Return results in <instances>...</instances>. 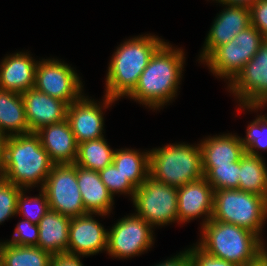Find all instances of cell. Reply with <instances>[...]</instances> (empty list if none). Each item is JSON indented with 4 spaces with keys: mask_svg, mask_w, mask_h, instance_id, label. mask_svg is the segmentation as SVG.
<instances>
[{
    "mask_svg": "<svg viewBox=\"0 0 267 266\" xmlns=\"http://www.w3.org/2000/svg\"><path fill=\"white\" fill-rule=\"evenodd\" d=\"M246 131V138H241L246 153L253 156H260L255 149H267V117H257L256 120L250 123Z\"/></svg>",
    "mask_w": 267,
    "mask_h": 266,
    "instance_id": "29",
    "label": "cell"
},
{
    "mask_svg": "<svg viewBox=\"0 0 267 266\" xmlns=\"http://www.w3.org/2000/svg\"><path fill=\"white\" fill-rule=\"evenodd\" d=\"M49 266H83L79 256L70 254L52 255Z\"/></svg>",
    "mask_w": 267,
    "mask_h": 266,
    "instance_id": "36",
    "label": "cell"
},
{
    "mask_svg": "<svg viewBox=\"0 0 267 266\" xmlns=\"http://www.w3.org/2000/svg\"><path fill=\"white\" fill-rule=\"evenodd\" d=\"M0 129L6 136L29 133L25 104L20 93L0 89ZM6 130L10 132L7 134Z\"/></svg>",
    "mask_w": 267,
    "mask_h": 266,
    "instance_id": "23",
    "label": "cell"
},
{
    "mask_svg": "<svg viewBox=\"0 0 267 266\" xmlns=\"http://www.w3.org/2000/svg\"><path fill=\"white\" fill-rule=\"evenodd\" d=\"M213 23L206 38L203 52L199 57L203 61L216 47L227 44L238 33L251 25L250 9L227 5Z\"/></svg>",
    "mask_w": 267,
    "mask_h": 266,
    "instance_id": "16",
    "label": "cell"
},
{
    "mask_svg": "<svg viewBox=\"0 0 267 266\" xmlns=\"http://www.w3.org/2000/svg\"><path fill=\"white\" fill-rule=\"evenodd\" d=\"M42 190L46 193L49 209L70 218L87 214L77 182V165L54 164Z\"/></svg>",
    "mask_w": 267,
    "mask_h": 266,
    "instance_id": "9",
    "label": "cell"
},
{
    "mask_svg": "<svg viewBox=\"0 0 267 266\" xmlns=\"http://www.w3.org/2000/svg\"><path fill=\"white\" fill-rule=\"evenodd\" d=\"M77 182L88 213L104 216L112 210L113 196L101 181L98 171L77 166Z\"/></svg>",
    "mask_w": 267,
    "mask_h": 266,
    "instance_id": "20",
    "label": "cell"
},
{
    "mask_svg": "<svg viewBox=\"0 0 267 266\" xmlns=\"http://www.w3.org/2000/svg\"><path fill=\"white\" fill-rule=\"evenodd\" d=\"M201 243L207 254L245 266L261 257V237L237 225L210 219L202 225Z\"/></svg>",
    "mask_w": 267,
    "mask_h": 266,
    "instance_id": "4",
    "label": "cell"
},
{
    "mask_svg": "<svg viewBox=\"0 0 267 266\" xmlns=\"http://www.w3.org/2000/svg\"><path fill=\"white\" fill-rule=\"evenodd\" d=\"M101 181L104 183L110 194L126 193L133 198L136 188L124 177L112 163L99 171Z\"/></svg>",
    "mask_w": 267,
    "mask_h": 266,
    "instance_id": "31",
    "label": "cell"
},
{
    "mask_svg": "<svg viewBox=\"0 0 267 266\" xmlns=\"http://www.w3.org/2000/svg\"><path fill=\"white\" fill-rule=\"evenodd\" d=\"M35 133L55 164L75 163L78 143L67 119L57 124L44 126Z\"/></svg>",
    "mask_w": 267,
    "mask_h": 266,
    "instance_id": "18",
    "label": "cell"
},
{
    "mask_svg": "<svg viewBox=\"0 0 267 266\" xmlns=\"http://www.w3.org/2000/svg\"><path fill=\"white\" fill-rule=\"evenodd\" d=\"M6 135L2 132V130L0 129V161L2 159V155H3V150H4V146H5V141H6Z\"/></svg>",
    "mask_w": 267,
    "mask_h": 266,
    "instance_id": "39",
    "label": "cell"
},
{
    "mask_svg": "<svg viewBox=\"0 0 267 266\" xmlns=\"http://www.w3.org/2000/svg\"><path fill=\"white\" fill-rule=\"evenodd\" d=\"M150 152L139 153L135 150H115L113 164L137 189L149 177Z\"/></svg>",
    "mask_w": 267,
    "mask_h": 266,
    "instance_id": "24",
    "label": "cell"
},
{
    "mask_svg": "<svg viewBox=\"0 0 267 266\" xmlns=\"http://www.w3.org/2000/svg\"><path fill=\"white\" fill-rule=\"evenodd\" d=\"M151 228V224L137 215L122 218L108 232L106 251L116 258L141 254L153 243Z\"/></svg>",
    "mask_w": 267,
    "mask_h": 266,
    "instance_id": "11",
    "label": "cell"
},
{
    "mask_svg": "<svg viewBox=\"0 0 267 266\" xmlns=\"http://www.w3.org/2000/svg\"><path fill=\"white\" fill-rule=\"evenodd\" d=\"M38 238V225L25 219L17 224L14 236L9 243L21 246H37Z\"/></svg>",
    "mask_w": 267,
    "mask_h": 266,
    "instance_id": "33",
    "label": "cell"
},
{
    "mask_svg": "<svg viewBox=\"0 0 267 266\" xmlns=\"http://www.w3.org/2000/svg\"><path fill=\"white\" fill-rule=\"evenodd\" d=\"M251 25L267 39V0H259L250 6Z\"/></svg>",
    "mask_w": 267,
    "mask_h": 266,
    "instance_id": "35",
    "label": "cell"
},
{
    "mask_svg": "<svg viewBox=\"0 0 267 266\" xmlns=\"http://www.w3.org/2000/svg\"><path fill=\"white\" fill-rule=\"evenodd\" d=\"M204 178L213 190L239 189L240 161L224 166H202Z\"/></svg>",
    "mask_w": 267,
    "mask_h": 266,
    "instance_id": "28",
    "label": "cell"
},
{
    "mask_svg": "<svg viewBox=\"0 0 267 266\" xmlns=\"http://www.w3.org/2000/svg\"><path fill=\"white\" fill-rule=\"evenodd\" d=\"M228 86L244 109L256 110L267 103V39Z\"/></svg>",
    "mask_w": 267,
    "mask_h": 266,
    "instance_id": "10",
    "label": "cell"
},
{
    "mask_svg": "<svg viewBox=\"0 0 267 266\" xmlns=\"http://www.w3.org/2000/svg\"><path fill=\"white\" fill-rule=\"evenodd\" d=\"M115 150H112L104 137L78 144L75 165L93 171H100L113 163Z\"/></svg>",
    "mask_w": 267,
    "mask_h": 266,
    "instance_id": "27",
    "label": "cell"
},
{
    "mask_svg": "<svg viewBox=\"0 0 267 266\" xmlns=\"http://www.w3.org/2000/svg\"><path fill=\"white\" fill-rule=\"evenodd\" d=\"M86 98L82 95L67 110V120L78 144L104 137L102 106Z\"/></svg>",
    "mask_w": 267,
    "mask_h": 266,
    "instance_id": "17",
    "label": "cell"
},
{
    "mask_svg": "<svg viewBox=\"0 0 267 266\" xmlns=\"http://www.w3.org/2000/svg\"><path fill=\"white\" fill-rule=\"evenodd\" d=\"M25 104L29 132H36L44 126L57 124L67 119L68 104L51 97L35 87L21 94Z\"/></svg>",
    "mask_w": 267,
    "mask_h": 266,
    "instance_id": "14",
    "label": "cell"
},
{
    "mask_svg": "<svg viewBox=\"0 0 267 266\" xmlns=\"http://www.w3.org/2000/svg\"><path fill=\"white\" fill-rule=\"evenodd\" d=\"M24 190L22 189L19 193L17 200V210L16 213H22L23 217L29 220L31 223L38 224L42 217L49 210L48 199L46 193L41 189V193L38 197L29 198L25 197ZM25 197V198H24ZM35 206V209H30V206ZM33 208V207H32Z\"/></svg>",
    "mask_w": 267,
    "mask_h": 266,
    "instance_id": "30",
    "label": "cell"
},
{
    "mask_svg": "<svg viewBox=\"0 0 267 266\" xmlns=\"http://www.w3.org/2000/svg\"><path fill=\"white\" fill-rule=\"evenodd\" d=\"M261 257L267 261V251L264 249L263 242H261Z\"/></svg>",
    "mask_w": 267,
    "mask_h": 266,
    "instance_id": "41",
    "label": "cell"
},
{
    "mask_svg": "<svg viewBox=\"0 0 267 266\" xmlns=\"http://www.w3.org/2000/svg\"><path fill=\"white\" fill-rule=\"evenodd\" d=\"M245 266H267V261L260 257L257 261Z\"/></svg>",
    "mask_w": 267,
    "mask_h": 266,
    "instance_id": "40",
    "label": "cell"
},
{
    "mask_svg": "<svg viewBox=\"0 0 267 266\" xmlns=\"http://www.w3.org/2000/svg\"><path fill=\"white\" fill-rule=\"evenodd\" d=\"M81 83L77 73L68 64L56 59L37 63L34 87L68 105L82 96Z\"/></svg>",
    "mask_w": 267,
    "mask_h": 266,
    "instance_id": "12",
    "label": "cell"
},
{
    "mask_svg": "<svg viewBox=\"0 0 267 266\" xmlns=\"http://www.w3.org/2000/svg\"><path fill=\"white\" fill-rule=\"evenodd\" d=\"M178 222H187L205 215L206 224L212 217L214 190L205 178L177 188Z\"/></svg>",
    "mask_w": 267,
    "mask_h": 266,
    "instance_id": "15",
    "label": "cell"
},
{
    "mask_svg": "<svg viewBox=\"0 0 267 266\" xmlns=\"http://www.w3.org/2000/svg\"><path fill=\"white\" fill-rule=\"evenodd\" d=\"M264 40L260 31L250 25L227 44L216 47L204 59V62L213 74L226 77L231 83L245 64L257 53Z\"/></svg>",
    "mask_w": 267,
    "mask_h": 266,
    "instance_id": "7",
    "label": "cell"
},
{
    "mask_svg": "<svg viewBox=\"0 0 267 266\" xmlns=\"http://www.w3.org/2000/svg\"><path fill=\"white\" fill-rule=\"evenodd\" d=\"M224 5L242 6L250 8V6L259 0H216Z\"/></svg>",
    "mask_w": 267,
    "mask_h": 266,
    "instance_id": "38",
    "label": "cell"
},
{
    "mask_svg": "<svg viewBox=\"0 0 267 266\" xmlns=\"http://www.w3.org/2000/svg\"><path fill=\"white\" fill-rule=\"evenodd\" d=\"M22 188L0 177V224L17 214V200Z\"/></svg>",
    "mask_w": 267,
    "mask_h": 266,
    "instance_id": "32",
    "label": "cell"
},
{
    "mask_svg": "<svg viewBox=\"0 0 267 266\" xmlns=\"http://www.w3.org/2000/svg\"><path fill=\"white\" fill-rule=\"evenodd\" d=\"M108 232L92 218V213L71 218L66 254L88 256L107 250Z\"/></svg>",
    "mask_w": 267,
    "mask_h": 266,
    "instance_id": "13",
    "label": "cell"
},
{
    "mask_svg": "<svg viewBox=\"0 0 267 266\" xmlns=\"http://www.w3.org/2000/svg\"><path fill=\"white\" fill-rule=\"evenodd\" d=\"M70 221V217L49 209L37 224L39 228L37 246L51 255L66 253Z\"/></svg>",
    "mask_w": 267,
    "mask_h": 266,
    "instance_id": "21",
    "label": "cell"
},
{
    "mask_svg": "<svg viewBox=\"0 0 267 266\" xmlns=\"http://www.w3.org/2000/svg\"><path fill=\"white\" fill-rule=\"evenodd\" d=\"M202 166H224L240 161L246 153L241 138L236 135L209 137L200 144Z\"/></svg>",
    "mask_w": 267,
    "mask_h": 266,
    "instance_id": "22",
    "label": "cell"
},
{
    "mask_svg": "<svg viewBox=\"0 0 267 266\" xmlns=\"http://www.w3.org/2000/svg\"><path fill=\"white\" fill-rule=\"evenodd\" d=\"M132 200L135 214L152 226L178 222L177 187L148 177L136 189Z\"/></svg>",
    "mask_w": 267,
    "mask_h": 266,
    "instance_id": "8",
    "label": "cell"
},
{
    "mask_svg": "<svg viewBox=\"0 0 267 266\" xmlns=\"http://www.w3.org/2000/svg\"><path fill=\"white\" fill-rule=\"evenodd\" d=\"M149 152V177L155 181L178 188L204 178L200 145L172 144Z\"/></svg>",
    "mask_w": 267,
    "mask_h": 266,
    "instance_id": "5",
    "label": "cell"
},
{
    "mask_svg": "<svg viewBox=\"0 0 267 266\" xmlns=\"http://www.w3.org/2000/svg\"><path fill=\"white\" fill-rule=\"evenodd\" d=\"M52 255L38 246L0 243V266H49Z\"/></svg>",
    "mask_w": 267,
    "mask_h": 266,
    "instance_id": "26",
    "label": "cell"
},
{
    "mask_svg": "<svg viewBox=\"0 0 267 266\" xmlns=\"http://www.w3.org/2000/svg\"><path fill=\"white\" fill-rule=\"evenodd\" d=\"M239 189L267 199V167L261 156L245 153L241 157Z\"/></svg>",
    "mask_w": 267,
    "mask_h": 266,
    "instance_id": "25",
    "label": "cell"
},
{
    "mask_svg": "<svg viewBox=\"0 0 267 266\" xmlns=\"http://www.w3.org/2000/svg\"><path fill=\"white\" fill-rule=\"evenodd\" d=\"M37 63L23 52L4 58L0 65V89L22 94L33 88Z\"/></svg>",
    "mask_w": 267,
    "mask_h": 266,
    "instance_id": "19",
    "label": "cell"
},
{
    "mask_svg": "<svg viewBox=\"0 0 267 266\" xmlns=\"http://www.w3.org/2000/svg\"><path fill=\"white\" fill-rule=\"evenodd\" d=\"M163 43L155 35H145L125 41L116 49L108 67L104 108L134 90L151 56Z\"/></svg>",
    "mask_w": 267,
    "mask_h": 266,
    "instance_id": "3",
    "label": "cell"
},
{
    "mask_svg": "<svg viewBox=\"0 0 267 266\" xmlns=\"http://www.w3.org/2000/svg\"><path fill=\"white\" fill-rule=\"evenodd\" d=\"M156 266H193L191 257L186 250L183 253H180L178 256H174V258H170L163 263H160Z\"/></svg>",
    "mask_w": 267,
    "mask_h": 266,
    "instance_id": "37",
    "label": "cell"
},
{
    "mask_svg": "<svg viewBox=\"0 0 267 266\" xmlns=\"http://www.w3.org/2000/svg\"><path fill=\"white\" fill-rule=\"evenodd\" d=\"M267 217V199L240 189L214 191L212 220L231 223L259 236Z\"/></svg>",
    "mask_w": 267,
    "mask_h": 266,
    "instance_id": "6",
    "label": "cell"
},
{
    "mask_svg": "<svg viewBox=\"0 0 267 266\" xmlns=\"http://www.w3.org/2000/svg\"><path fill=\"white\" fill-rule=\"evenodd\" d=\"M171 47L164 42L154 52L128 97L154 109L175 97L185 57L183 50Z\"/></svg>",
    "mask_w": 267,
    "mask_h": 266,
    "instance_id": "2",
    "label": "cell"
},
{
    "mask_svg": "<svg viewBox=\"0 0 267 266\" xmlns=\"http://www.w3.org/2000/svg\"><path fill=\"white\" fill-rule=\"evenodd\" d=\"M54 164L35 132L7 136L0 177L22 189L40 182L42 189Z\"/></svg>",
    "mask_w": 267,
    "mask_h": 266,
    "instance_id": "1",
    "label": "cell"
},
{
    "mask_svg": "<svg viewBox=\"0 0 267 266\" xmlns=\"http://www.w3.org/2000/svg\"><path fill=\"white\" fill-rule=\"evenodd\" d=\"M187 251L191 257L193 266H240L239 264L211 256L197 245Z\"/></svg>",
    "mask_w": 267,
    "mask_h": 266,
    "instance_id": "34",
    "label": "cell"
}]
</instances>
